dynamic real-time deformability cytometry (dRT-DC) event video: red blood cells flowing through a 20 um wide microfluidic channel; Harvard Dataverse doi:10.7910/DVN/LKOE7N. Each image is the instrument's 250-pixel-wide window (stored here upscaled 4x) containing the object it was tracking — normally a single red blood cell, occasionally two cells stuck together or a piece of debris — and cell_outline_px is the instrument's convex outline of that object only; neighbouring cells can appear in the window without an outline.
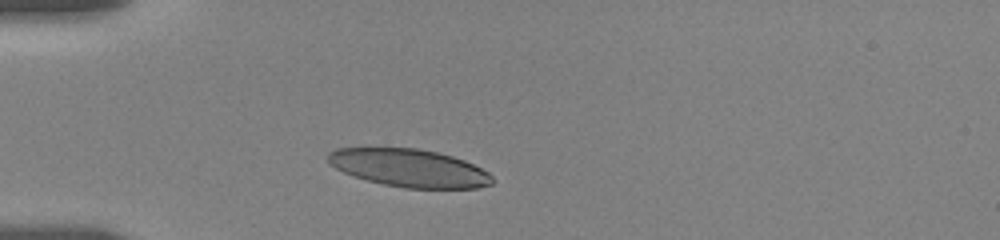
{"species": "human", "species_latin": "Homo sapiens", "temperature_condition": "room temperature", "stored_images_in_passage": 5, "camera_frame_rate_fps": 3000, "um_per_image_px": 0.085, "donor": {"sex": "female"}, "frame": {"image": 1, "passage_image": 1, "time_ms": 0.0, "image_size_px": [1000, 240], "cell_outline_px": [[492, 184], [476, 188], [404, 188], [384, 184], [368, 180], [344, 172], [328, 164], [328, 152], [336, 148], [416, 148], [436, 152], [452, 156], [464, 160], [488, 172], [492, 176]], "centroid_in_image_um": [34.77, 14.27], "position_along_channel_um": 50.2, "area_um2": 35.95}}
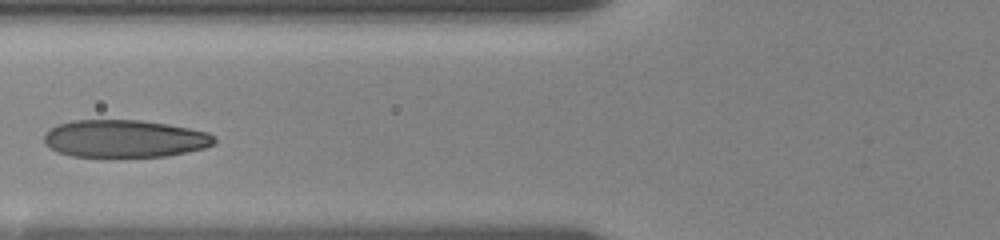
{"frame": {"image": 2, "passage_image": 4, "time_ms": 2.333, "image_size_px": [1000, 240], "cell_outline_px": [[216, 144], [204, 148], [188, 152], [164, 156], [72, 156], [56, 152], [44, 144], [44, 136], [52, 128], [60, 124], [72, 120], [140, 120], [168, 124], [208, 132], [216, 140]], "centroid_in_image_um": [10.6, 11.78], "position_along_channel_um": 115.2, "area_um2": 37.05}}